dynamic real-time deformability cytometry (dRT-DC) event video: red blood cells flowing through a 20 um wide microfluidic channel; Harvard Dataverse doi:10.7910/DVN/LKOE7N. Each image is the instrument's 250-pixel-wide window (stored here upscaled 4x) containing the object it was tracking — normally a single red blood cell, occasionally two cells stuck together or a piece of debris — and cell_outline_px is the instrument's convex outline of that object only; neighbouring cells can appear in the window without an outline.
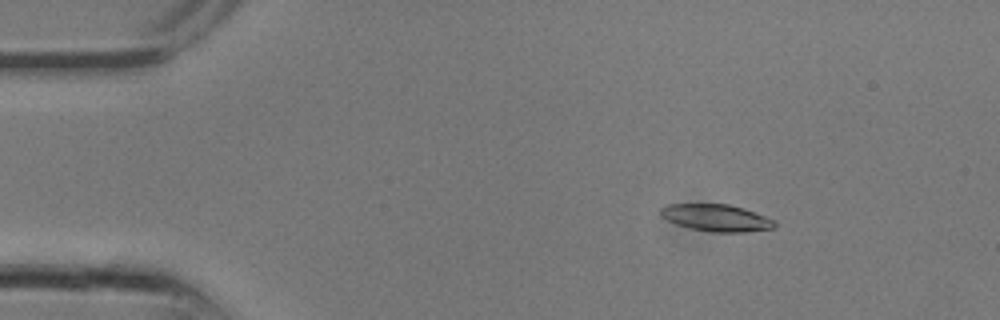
{"species": "common noctule bat (a hibernating species)", "species_latin": "Nyctalus noctula", "temperature_condition": "room temperature", "stored_images_in_passage": 13, "camera_frame_rate_fps": 3000, "um_per_image_px": 0.085, "animal": {"sex": "male", "body_mass_g": 13.3}, "frame": {"image": 1, "passage_image": 4, "time_ms": 1.0, "image_size_px": [1000, 320], "cell_outline_px": [[776, 228], [744, 232], [712, 232], [692, 228], [676, 224], [660, 216], [660, 208], [668, 204], [728, 204], [744, 208], [776, 220]], "centroid_in_image_um": [60.91, 18.51], "position_along_channel_um": 24.1, "area_um2": 17.98}}
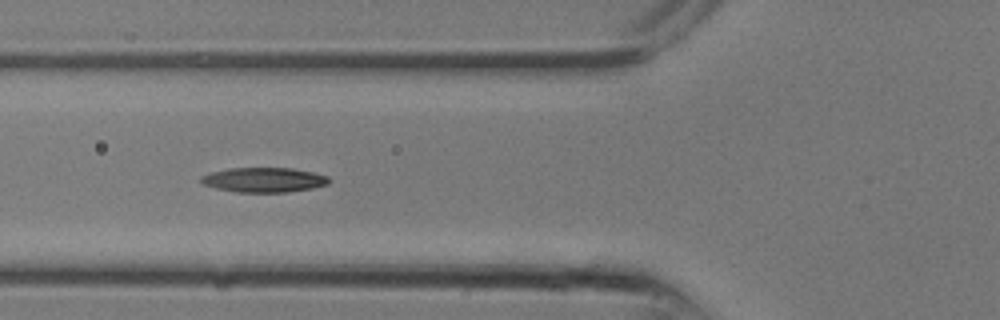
{"frame": {"image": 2, "passage_image": 10, "time_ms": 3.0, "image_size_px": [1000, 320], "cell_outline_px": [[332, 180], [328, 184], [312, 188], [288, 192], [236, 192], [216, 188], [204, 184], [200, 180], [200, 176], [212, 172], [228, 168], [292, 168], [312, 172], [328, 176]], "centroid_in_image_um": [22.45, 15.29], "position_along_channel_um": 103.3, "area_um2": 18.44}}
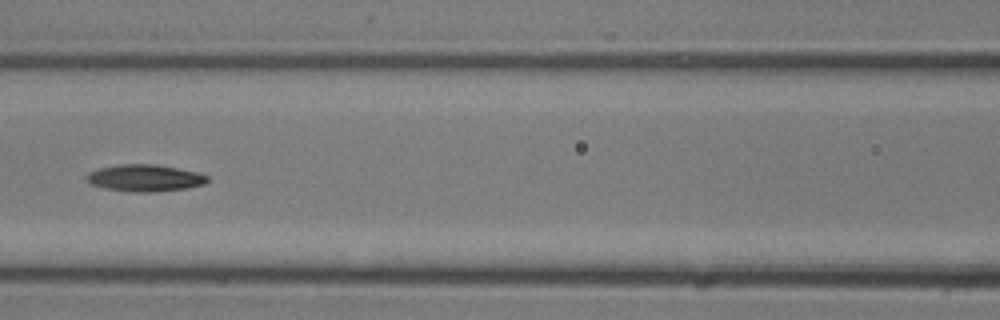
{"frame": {"image": 3, "passage_image": 12, "time_ms": 3.667, "image_size_px": [1000, 320], "cell_outline_px": [[208, 180], [204, 184], [188, 188], [152, 192], [128, 192], [104, 188], [92, 184], [84, 180], [84, 176], [88, 172], [100, 168], [120, 164], [156, 164], [196, 172], [208, 176]], "centroid_in_image_um": [12.26, 15.13], "position_along_channel_um": 154.3, "area_um2": 19.02}}